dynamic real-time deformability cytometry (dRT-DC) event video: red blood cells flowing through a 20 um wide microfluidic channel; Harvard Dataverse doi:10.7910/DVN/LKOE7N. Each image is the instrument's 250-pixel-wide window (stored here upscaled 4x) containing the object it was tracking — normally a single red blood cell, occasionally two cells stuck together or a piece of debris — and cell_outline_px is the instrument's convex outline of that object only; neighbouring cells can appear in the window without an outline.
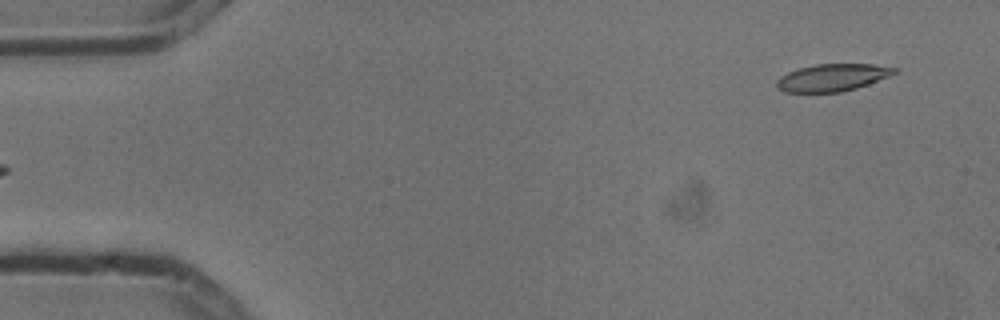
{"species": "common noctule bat (a hibernating species)", "species_latin": "Nyctalus noctula", "temperature_condition": "cold", "stored_images_in_passage": 6, "segment_of_instrument_passage": [2, 2], "camera_frame_rate_fps": 3000, "um_per_image_px": 0.085, "animal": {"sex": "male", "body_mass_g": 13.3}, "frame": {"image": 1, "passage_image": 6, "time_ms": 1.667, "image_size_px": [1000, 320], "cell_outline_px": [[900, 72], [868, 84], [856, 88], [840, 92], [784, 92], [776, 88], [776, 80], [780, 76], [788, 72], [800, 68], [816, 64], [872, 64], [900, 68]], "centroid_in_image_um": [70.78, 6.59], "position_along_channel_um": 14.2, "area_um2": 18.84}}